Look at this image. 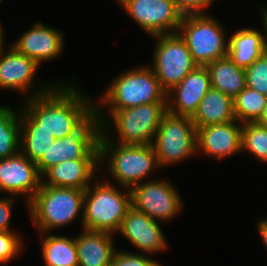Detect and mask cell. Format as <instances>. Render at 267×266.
<instances>
[{"mask_svg": "<svg viewBox=\"0 0 267 266\" xmlns=\"http://www.w3.org/2000/svg\"><path fill=\"white\" fill-rule=\"evenodd\" d=\"M266 51L264 31L243 28L229 37L228 57L240 67L252 65Z\"/></svg>", "mask_w": 267, "mask_h": 266, "instance_id": "21", "label": "cell"}, {"mask_svg": "<svg viewBox=\"0 0 267 266\" xmlns=\"http://www.w3.org/2000/svg\"><path fill=\"white\" fill-rule=\"evenodd\" d=\"M40 66L24 54L17 52L11 45L0 50V89H12L24 93L26 99L48 93L56 84L40 85L33 89L36 72ZM40 85V86H38ZM46 86V87H45ZM48 86V87H47ZM30 90H32L30 92ZM29 92V93H28Z\"/></svg>", "mask_w": 267, "mask_h": 266, "instance_id": "13", "label": "cell"}, {"mask_svg": "<svg viewBox=\"0 0 267 266\" xmlns=\"http://www.w3.org/2000/svg\"><path fill=\"white\" fill-rule=\"evenodd\" d=\"M101 124L94 111L75 131L55 139L36 163L42 175L48 168L67 160L100 159L99 137Z\"/></svg>", "mask_w": 267, "mask_h": 266, "instance_id": "9", "label": "cell"}, {"mask_svg": "<svg viewBox=\"0 0 267 266\" xmlns=\"http://www.w3.org/2000/svg\"><path fill=\"white\" fill-rule=\"evenodd\" d=\"M74 83H57L48 93L23 100V109L55 139L75 131L94 111V100L81 93ZM88 97V98H87Z\"/></svg>", "mask_w": 267, "mask_h": 266, "instance_id": "1", "label": "cell"}, {"mask_svg": "<svg viewBox=\"0 0 267 266\" xmlns=\"http://www.w3.org/2000/svg\"><path fill=\"white\" fill-rule=\"evenodd\" d=\"M118 233L146 255L162 252L169 245L158 221L132 206L124 216Z\"/></svg>", "mask_w": 267, "mask_h": 266, "instance_id": "18", "label": "cell"}, {"mask_svg": "<svg viewBox=\"0 0 267 266\" xmlns=\"http://www.w3.org/2000/svg\"><path fill=\"white\" fill-rule=\"evenodd\" d=\"M64 36L61 30L38 21L10 45L19 53L32 58L39 66L42 62L59 57L64 51Z\"/></svg>", "mask_w": 267, "mask_h": 266, "instance_id": "16", "label": "cell"}, {"mask_svg": "<svg viewBox=\"0 0 267 266\" xmlns=\"http://www.w3.org/2000/svg\"><path fill=\"white\" fill-rule=\"evenodd\" d=\"M95 112L102 133L111 142L122 145H152L161 120L168 111L167 102L143 104L115 111L110 116V121L114 124L117 137L111 132L113 130L110 129L112 126L109 124L108 114L105 113L107 111L95 110ZM114 136L117 139L113 138Z\"/></svg>", "mask_w": 267, "mask_h": 266, "instance_id": "2", "label": "cell"}, {"mask_svg": "<svg viewBox=\"0 0 267 266\" xmlns=\"http://www.w3.org/2000/svg\"><path fill=\"white\" fill-rule=\"evenodd\" d=\"M242 152L267 163V127L258 122H246L242 125Z\"/></svg>", "mask_w": 267, "mask_h": 266, "instance_id": "28", "label": "cell"}, {"mask_svg": "<svg viewBox=\"0 0 267 266\" xmlns=\"http://www.w3.org/2000/svg\"><path fill=\"white\" fill-rule=\"evenodd\" d=\"M17 231H0V264L8 263L22 252L23 240Z\"/></svg>", "mask_w": 267, "mask_h": 266, "instance_id": "30", "label": "cell"}, {"mask_svg": "<svg viewBox=\"0 0 267 266\" xmlns=\"http://www.w3.org/2000/svg\"><path fill=\"white\" fill-rule=\"evenodd\" d=\"M215 0H174L177 8L185 14L206 13L208 8Z\"/></svg>", "mask_w": 267, "mask_h": 266, "instance_id": "32", "label": "cell"}, {"mask_svg": "<svg viewBox=\"0 0 267 266\" xmlns=\"http://www.w3.org/2000/svg\"><path fill=\"white\" fill-rule=\"evenodd\" d=\"M177 33L186 42L192 59L198 66H206L228 56V34L220 21L209 13L183 15Z\"/></svg>", "mask_w": 267, "mask_h": 266, "instance_id": "7", "label": "cell"}, {"mask_svg": "<svg viewBox=\"0 0 267 266\" xmlns=\"http://www.w3.org/2000/svg\"><path fill=\"white\" fill-rule=\"evenodd\" d=\"M100 168V159L63 161L42 174V185L86 190L93 178H98Z\"/></svg>", "mask_w": 267, "mask_h": 266, "instance_id": "19", "label": "cell"}, {"mask_svg": "<svg viewBox=\"0 0 267 266\" xmlns=\"http://www.w3.org/2000/svg\"><path fill=\"white\" fill-rule=\"evenodd\" d=\"M166 179L144 181L131 189V204L156 221L167 222L182 210V199Z\"/></svg>", "mask_w": 267, "mask_h": 266, "instance_id": "11", "label": "cell"}, {"mask_svg": "<svg viewBox=\"0 0 267 266\" xmlns=\"http://www.w3.org/2000/svg\"><path fill=\"white\" fill-rule=\"evenodd\" d=\"M84 195L85 190L41 184L27 204L35 229L50 233L76 221L79 214L83 219Z\"/></svg>", "mask_w": 267, "mask_h": 266, "instance_id": "6", "label": "cell"}, {"mask_svg": "<svg viewBox=\"0 0 267 266\" xmlns=\"http://www.w3.org/2000/svg\"><path fill=\"white\" fill-rule=\"evenodd\" d=\"M0 105V160L17 154L20 150V108Z\"/></svg>", "mask_w": 267, "mask_h": 266, "instance_id": "26", "label": "cell"}, {"mask_svg": "<svg viewBox=\"0 0 267 266\" xmlns=\"http://www.w3.org/2000/svg\"><path fill=\"white\" fill-rule=\"evenodd\" d=\"M144 253H131L119 251L114 253L110 266H162L159 261L143 255Z\"/></svg>", "mask_w": 267, "mask_h": 266, "instance_id": "31", "label": "cell"}, {"mask_svg": "<svg viewBox=\"0 0 267 266\" xmlns=\"http://www.w3.org/2000/svg\"><path fill=\"white\" fill-rule=\"evenodd\" d=\"M258 233L267 249V217L258 220L257 222Z\"/></svg>", "mask_w": 267, "mask_h": 266, "instance_id": "34", "label": "cell"}, {"mask_svg": "<svg viewBox=\"0 0 267 266\" xmlns=\"http://www.w3.org/2000/svg\"><path fill=\"white\" fill-rule=\"evenodd\" d=\"M3 35H4L3 28H2V25L0 24V50L6 47L5 42L3 41L4 40Z\"/></svg>", "mask_w": 267, "mask_h": 266, "instance_id": "37", "label": "cell"}, {"mask_svg": "<svg viewBox=\"0 0 267 266\" xmlns=\"http://www.w3.org/2000/svg\"><path fill=\"white\" fill-rule=\"evenodd\" d=\"M96 182L85 190L82 229L115 235L132 206L131 190L118 188L110 180Z\"/></svg>", "mask_w": 267, "mask_h": 266, "instance_id": "5", "label": "cell"}, {"mask_svg": "<svg viewBox=\"0 0 267 266\" xmlns=\"http://www.w3.org/2000/svg\"><path fill=\"white\" fill-rule=\"evenodd\" d=\"M242 125L235 119L222 124L196 127L197 153H204L217 160L239 154L242 151Z\"/></svg>", "mask_w": 267, "mask_h": 266, "instance_id": "15", "label": "cell"}, {"mask_svg": "<svg viewBox=\"0 0 267 266\" xmlns=\"http://www.w3.org/2000/svg\"><path fill=\"white\" fill-rule=\"evenodd\" d=\"M156 40L153 66L150 67L161 88L168 93L198 65L193 61L186 42L178 33L152 36Z\"/></svg>", "mask_w": 267, "mask_h": 266, "instance_id": "10", "label": "cell"}, {"mask_svg": "<svg viewBox=\"0 0 267 266\" xmlns=\"http://www.w3.org/2000/svg\"><path fill=\"white\" fill-rule=\"evenodd\" d=\"M195 127L222 124L235 120L233 99L211 88L191 117Z\"/></svg>", "mask_w": 267, "mask_h": 266, "instance_id": "22", "label": "cell"}, {"mask_svg": "<svg viewBox=\"0 0 267 266\" xmlns=\"http://www.w3.org/2000/svg\"><path fill=\"white\" fill-rule=\"evenodd\" d=\"M210 89L209 71L206 66H197L166 94L167 111L177 116L192 117Z\"/></svg>", "mask_w": 267, "mask_h": 266, "instance_id": "17", "label": "cell"}, {"mask_svg": "<svg viewBox=\"0 0 267 266\" xmlns=\"http://www.w3.org/2000/svg\"><path fill=\"white\" fill-rule=\"evenodd\" d=\"M260 13H261V21H262V25H263V30L265 32V45H266V50H267V8L264 6L263 9L261 7L260 9Z\"/></svg>", "mask_w": 267, "mask_h": 266, "instance_id": "35", "label": "cell"}, {"mask_svg": "<svg viewBox=\"0 0 267 266\" xmlns=\"http://www.w3.org/2000/svg\"><path fill=\"white\" fill-rule=\"evenodd\" d=\"M42 184V175L36 163L20 151L0 160V193L8 196L25 195L28 204Z\"/></svg>", "mask_w": 267, "mask_h": 266, "instance_id": "14", "label": "cell"}, {"mask_svg": "<svg viewBox=\"0 0 267 266\" xmlns=\"http://www.w3.org/2000/svg\"><path fill=\"white\" fill-rule=\"evenodd\" d=\"M246 86L267 96V51L245 68Z\"/></svg>", "mask_w": 267, "mask_h": 266, "instance_id": "29", "label": "cell"}, {"mask_svg": "<svg viewBox=\"0 0 267 266\" xmlns=\"http://www.w3.org/2000/svg\"><path fill=\"white\" fill-rule=\"evenodd\" d=\"M259 124L264 125L265 127H267V104L264 108L263 114L260 117V119L257 121Z\"/></svg>", "mask_w": 267, "mask_h": 266, "instance_id": "36", "label": "cell"}, {"mask_svg": "<svg viewBox=\"0 0 267 266\" xmlns=\"http://www.w3.org/2000/svg\"><path fill=\"white\" fill-rule=\"evenodd\" d=\"M20 152L37 163L47 152L55 137L46 130H37V122L20 108Z\"/></svg>", "mask_w": 267, "mask_h": 266, "instance_id": "24", "label": "cell"}, {"mask_svg": "<svg viewBox=\"0 0 267 266\" xmlns=\"http://www.w3.org/2000/svg\"><path fill=\"white\" fill-rule=\"evenodd\" d=\"M45 266H78L75 237L40 233Z\"/></svg>", "mask_w": 267, "mask_h": 266, "instance_id": "25", "label": "cell"}, {"mask_svg": "<svg viewBox=\"0 0 267 266\" xmlns=\"http://www.w3.org/2000/svg\"><path fill=\"white\" fill-rule=\"evenodd\" d=\"M166 94L150 66L139 65L113 79L104 94L100 95L99 103L94 101V105L95 110L106 109L110 116L121 109L167 102ZM100 105L106 107L102 108Z\"/></svg>", "mask_w": 267, "mask_h": 266, "instance_id": "3", "label": "cell"}, {"mask_svg": "<svg viewBox=\"0 0 267 266\" xmlns=\"http://www.w3.org/2000/svg\"><path fill=\"white\" fill-rule=\"evenodd\" d=\"M152 145L160 168L195 156L196 127L191 117L167 112L161 120Z\"/></svg>", "mask_w": 267, "mask_h": 266, "instance_id": "8", "label": "cell"}, {"mask_svg": "<svg viewBox=\"0 0 267 266\" xmlns=\"http://www.w3.org/2000/svg\"><path fill=\"white\" fill-rule=\"evenodd\" d=\"M99 151L100 167L107 162L105 167L116 185L130 190L160 168L153 145H122L111 142L101 132Z\"/></svg>", "mask_w": 267, "mask_h": 266, "instance_id": "4", "label": "cell"}, {"mask_svg": "<svg viewBox=\"0 0 267 266\" xmlns=\"http://www.w3.org/2000/svg\"><path fill=\"white\" fill-rule=\"evenodd\" d=\"M15 200L16 198L13 196L0 198V231H12L10 229V219H12Z\"/></svg>", "mask_w": 267, "mask_h": 266, "instance_id": "33", "label": "cell"}, {"mask_svg": "<svg viewBox=\"0 0 267 266\" xmlns=\"http://www.w3.org/2000/svg\"><path fill=\"white\" fill-rule=\"evenodd\" d=\"M234 115L241 123L257 122L267 104V96L245 87L234 99Z\"/></svg>", "mask_w": 267, "mask_h": 266, "instance_id": "27", "label": "cell"}, {"mask_svg": "<svg viewBox=\"0 0 267 266\" xmlns=\"http://www.w3.org/2000/svg\"><path fill=\"white\" fill-rule=\"evenodd\" d=\"M118 3L151 37L179 30L183 13L174 0H120Z\"/></svg>", "mask_w": 267, "mask_h": 266, "instance_id": "12", "label": "cell"}, {"mask_svg": "<svg viewBox=\"0 0 267 266\" xmlns=\"http://www.w3.org/2000/svg\"><path fill=\"white\" fill-rule=\"evenodd\" d=\"M113 236L105 231L82 229L81 233L75 235L78 266H110L116 252Z\"/></svg>", "mask_w": 267, "mask_h": 266, "instance_id": "20", "label": "cell"}, {"mask_svg": "<svg viewBox=\"0 0 267 266\" xmlns=\"http://www.w3.org/2000/svg\"><path fill=\"white\" fill-rule=\"evenodd\" d=\"M211 88L234 99L246 87L245 68L238 66L228 56L206 65Z\"/></svg>", "mask_w": 267, "mask_h": 266, "instance_id": "23", "label": "cell"}]
</instances>
